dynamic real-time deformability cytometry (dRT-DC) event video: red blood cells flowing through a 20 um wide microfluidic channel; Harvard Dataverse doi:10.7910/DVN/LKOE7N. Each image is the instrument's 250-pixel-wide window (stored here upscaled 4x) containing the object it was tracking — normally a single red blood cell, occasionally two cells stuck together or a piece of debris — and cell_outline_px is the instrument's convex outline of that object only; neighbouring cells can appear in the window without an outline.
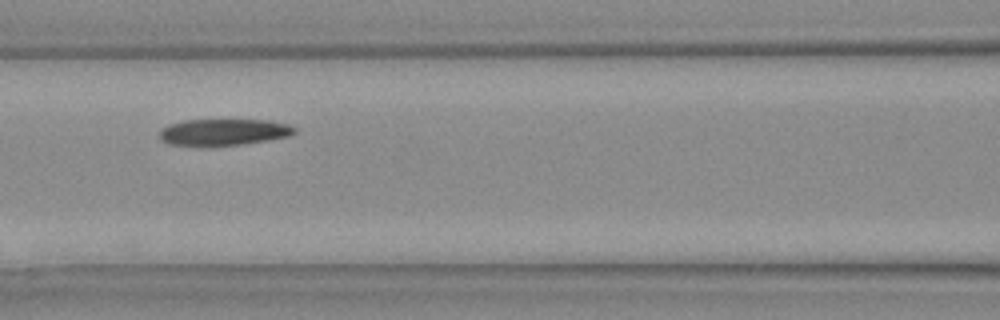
{"species": "Egyptian fruit bat (a non-hibernating species)", "species_latin": "Rousettus aegyptiacus", "temperature_condition": "warm", "stored_images_in_passage": 3, "camera_frame_rate_fps": 3000, "um_per_image_px": 0.085, "animal": {"sex": "female"}, "frame": {"image": 1, "passage_image": 3, "time_ms": 0.667, "image_size_px": [1000, 320], "cell_outline_px": [[296, 132], [292, 136], [268, 140], [240, 144], [200, 148], [168, 144], [160, 140], [160, 128], [168, 124], [184, 120], [272, 120], [288, 124], [296, 128]], "centroid_in_image_um": [18.96, 11.25], "position_along_channel_um": 147.6, "area_um2": 21.62}}